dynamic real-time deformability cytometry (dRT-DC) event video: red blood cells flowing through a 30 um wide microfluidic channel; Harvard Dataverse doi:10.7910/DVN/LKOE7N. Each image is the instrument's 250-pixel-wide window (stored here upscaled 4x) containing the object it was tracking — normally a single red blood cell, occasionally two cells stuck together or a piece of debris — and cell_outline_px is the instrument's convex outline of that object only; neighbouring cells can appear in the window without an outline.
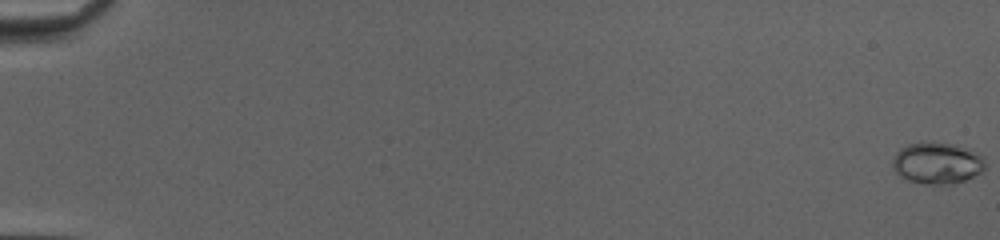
{"species": "common noctule bat (a hibernating species)", "species_latin": "Nyctalus noctula", "temperature_condition": "cold", "stored_images_in_passage": 53, "camera_frame_rate_fps": 3000, "um_per_image_px": 0.085, "animal": {"sex": "female", "body_mass_g": 20.0, "forearm_length_mm": 54.0}, "frame": {"image": 1, "passage_image": 1, "time_ms": 0.0, "image_size_px": [1000, 240], "cell_outline_px": [[984, 172], [964, 180], [952, 184], [928, 184], [908, 180], [900, 176], [892, 168], [892, 160], [896, 152], [900, 148], [908, 144], [948, 144], [984, 156]], "centroid_in_image_um": [79.63, 13.91], "position_along_channel_um": 5.4, "area_um2": 21.73}}
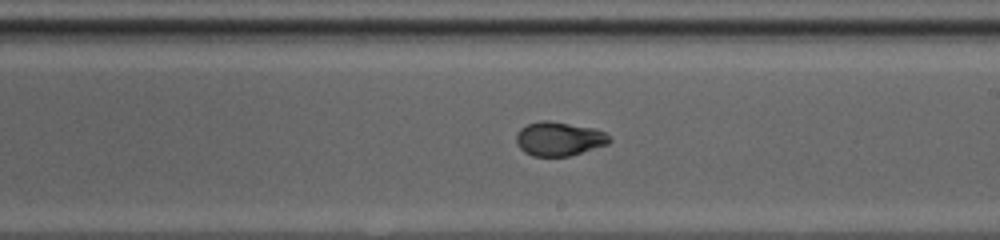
{"frame": {"image": 2, "passage_image": 33, "time_ms": 10.667, "image_size_px": [1000, 240], "cell_outline_px": [[612, 140], [608, 144], [568, 156], [532, 156], [524, 152], [516, 144], [516, 132], [520, 128], [528, 124], [540, 120], [548, 120], [596, 128], [604, 132]], "centroid_in_image_um": [47.49, 11.79], "position_along_channel_um": 241.5, "area_um2": 18.55}}
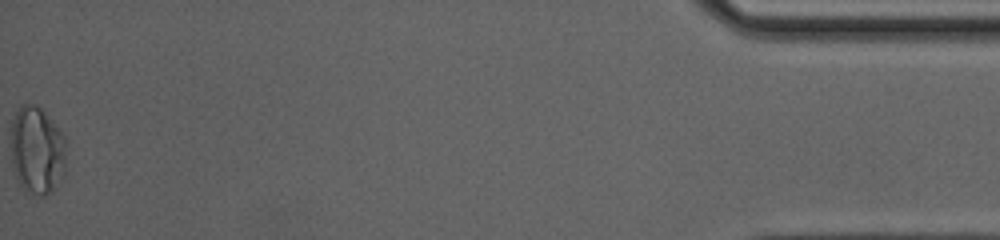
{"frame": {"image": 3, "passage_image": 53, "time_ms": 17.333, "image_size_px": [1000, 240], "cell_outline_px": [[64, 172], [52, 192], [44, 196], [36, 196], [24, 188], [20, 184], [12, 168], [12, 120], [20, 104], [32, 104], [40, 108], [44, 112], [64, 136]], "centroid_in_image_um": [3.12, 12.79], "position_along_channel_um": 432.1, "area_um2": 27.8}, "authors_computed_cell_mechanics": {"area_um2": 18.6694, "velocity_mm_per_s": 4.1614, "shape_relaxation_time_tau1_ms": 6.1507, "shape_relaxation_time_tau2_ms": 0.6604, "deformation_change_tau1": 0.1741, "deformation_change_tau2": 0.0369}}